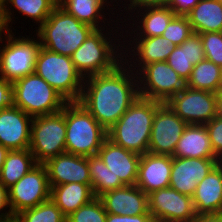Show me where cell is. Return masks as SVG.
Listing matches in <instances>:
<instances>
[{
	"label": "cell",
	"instance_id": "f1b7e54d",
	"mask_svg": "<svg viewBox=\"0 0 222 222\" xmlns=\"http://www.w3.org/2000/svg\"><path fill=\"white\" fill-rule=\"evenodd\" d=\"M186 16L194 33L222 32L220 0H199Z\"/></svg>",
	"mask_w": 222,
	"mask_h": 222
},
{
	"label": "cell",
	"instance_id": "7c38bea8",
	"mask_svg": "<svg viewBox=\"0 0 222 222\" xmlns=\"http://www.w3.org/2000/svg\"><path fill=\"white\" fill-rule=\"evenodd\" d=\"M166 104L187 124L205 125L216 116V93L185 87Z\"/></svg>",
	"mask_w": 222,
	"mask_h": 222
},
{
	"label": "cell",
	"instance_id": "d4e9b609",
	"mask_svg": "<svg viewBox=\"0 0 222 222\" xmlns=\"http://www.w3.org/2000/svg\"><path fill=\"white\" fill-rule=\"evenodd\" d=\"M172 157L216 158L205 125L188 124Z\"/></svg>",
	"mask_w": 222,
	"mask_h": 222
},
{
	"label": "cell",
	"instance_id": "ffe728a7",
	"mask_svg": "<svg viewBox=\"0 0 222 222\" xmlns=\"http://www.w3.org/2000/svg\"><path fill=\"white\" fill-rule=\"evenodd\" d=\"M97 155L124 185H136L141 155L114 144L108 138Z\"/></svg>",
	"mask_w": 222,
	"mask_h": 222
},
{
	"label": "cell",
	"instance_id": "836d02e7",
	"mask_svg": "<svg viewBox=\"0 0 222 222\" xmlns=\"http://www.w3.org/2000/svg\"><path fill=\"white\" fill-rule=\"evenodd\" d=\"M107 212L98 197L66 217V222H106Z\"/></svg>",
	"mask_w": 222,
	"mask_h": 222
},
{
	"label": "cell",
	"instance_id": "4fadbf2b",
	"mask_svg": "<svg viewBox=\"0 0 222 222\" xmlns=\"http://www.w3.org/2000/svg\"><path fill=\"white\" fill-rule=\"evenodd\" d=\"M148 211L155 220L192 222L196 218L192 197L170 186L148 194Z\"/></svg>",
	"mask_w": 222,
	"mask_h": 222
},
{
	"label": "cell",
	"instance_id": "d6986e66",
	"mask_svg": "<svg viewBox=\"0 0 222 222\" xmlns=\"http://www.w3.org/2000/svg\"><path fill=\"white\" fill-rule=\"evenodd\" d=\"M33 117L15 106L0 110V144L9 150L29 149Z\"/></svg>",
	"mask_w": 222,
	"mask_h": 222
},
{
	"label": "cell",
	"instance_id": "60d3db41",
	"mask_svg": "<svg viewBox=\"0 0 222 222\" xmlns=\"http://www.w3.org/2000/svg\"><path fill=\"white\" fill-rule=\"evenodd\" d=\"M153 216L151 214H139L135 216L129 215H115L107 213L106 222H152Z\"/></svg>",
	"mask_w": 222,
	"mask_h": 222
},
{
	"label": "cell",
	"instance_id": "f546056e",
	"mask_svg": "<svg viewBox=\"0 0 222 222\" xmlns=\"http://www.w3.org/2000/svg\"><path fill=\"white\" fill-rule=\"evenodd\" d=\"M36 165L29 149L10 150L0 171V183L8 189Z\"/></svg>",
	"mask_w": 222,
	"mask_h": 222
},
{
	"label": "cell",
	"instance_id": "3957f363",
	"mask_svg": "<svg viewBox=\"0 0 222 222\" xmlns=\"http://www.w3.org/2000/svg\"><path fill=\"white\" fill-rule=\"evenodd\" d=\"M162 104L139 96L107 131V138L126 150L145 154L148 152L154 115Z\"/></svg>",
	"mask_w": 222,
	"mask_h": 222
},
{
	"label": "cell",
	"instance_id": "4dcf8cb0",
	"mask_svg": "<svg viewBox=\"0 0 222 222\" xmlns=\"http://www.w3.org/2000/svg\"><path fill=\"white\" fill-rule=\"evenodd\" d=\"M186 86L192 89L218 93L222 90L221 67L208 59H203L193 67Z\"/></svg>",
	"mask_w": 222,
	"mask_h": 222
},
{
	"label": "cell",
	"instance_id": "52a82bcc",
	"mask_svg": "<svg viewBox=\"0 0 222 222\" xmlns=\"http://www.w3.org/2000/svg\"><path fill=\"white\" fill-rule=\"evenodd\" d=\"M34 72L67 102L79 101L84 79L75 69L71 57L51 52L40 46Z\"/></svg>",
	"mask_w": 222,
	"mask_h": 222
},
{
	"label": "cell",
	"instance_id": "1f68e13d",
	"mask_svg": "<svg viewBox=\"0 0 222 222\" xmlns=\"http://www.w3.org/2000/svg\"><path fill=\"white\" fill-rule=\"evenodd\" d=\"M88 165L94 197L124 186L119 178H115L98 155L88 156Z\"/></svg>",
	"mask_w": 222,
	"mask_h": 222
},
{
	"label": "cell",
	"instance_id": "7402d4cb",
	"mask_svg": "<svg viewBox=\"0 0 222 222\" xmlns=\"http://www.w3.org/2000/svg\"><path fill=\"white\" fill-rule=\"evenodd\" d=\"M173 157L171 155H141L138 169V186L147 195L153 191L169 187Z\"/></svg>",
	"mask_w": 222,
	"mask_h": 222
},
{
	"label": "cell",
	"instance_id": "2e32d148",
	"mask_svg": "<svg viewBox=\"0 0 222 222\" xmlns=\"http://www.w3.org/2000/svg\"><path fill=\"white\" fill-rule=\"evenodd\" d=\"M217 158L173 157L169 186L179 193L193 196L197 184L219 163Z\"/></svg>",
	"mask_w": 222,
	"mask_h": 222
},
{
	"label": "cell",
	"instance_id": "83f0119b",
	"mask_svg": "<svg viewBox=\"0 0 222 222\" xmlns=\"http://www.w3.org/2000/svg\"><path fill=\"white\" fill-rule=\"evenodd\" d=\"M94 195L91 184L68 183L51 187L50 199L62 211L65 217L88 204Z\"/></svg>",
	"mask_w": 222,
	"mask_h": 222
},
{
	"label": "cell",
	"instance_id": "603a6c76",
	"mask_svg": "<svg viewBox=\"0 0 222 222\" xmlns=\"http://www.w3.org/2000/svg\"><path fill=\"white\" fill-rule=\"evenodd\" d=\"M192 200L196 215L222 213V162L197 184Z\"/></svg>",
	"mask_w": 222,
	"mask_h": 222
},
{
	"label": "cell",
	"instance_id": "7a4b0ae2",
	"mask_svg": "<svg viewBox=\"0 0 222 222\" xmlns=\"http://www.w3.org/2000/svg\"><path fill=\"white\" fill-rule=\"evenodd\" d=\"M115 24H111V28L106 26V28L95 29L72 54L71 60L74 67L83 79L113 71L123 62V42L119 41L123 38L124 31L121 29L123 26H120V21ZM115 27L117 29H114Z\"/></svg>",
	"mask_w": 222,
	"mask_h": 222
},
{
	"label": "cell",
	"instance_id": "6da1fadb",
	"mask_svg": "<svg viewBox=\"0 0 222 222\" xmlns=\"http://www.w3.org/2000/svg\"><path fill=\"white\" fill-rule=\"evenodd\" d=\"M139 96L137 74L123 61L113 71L85 78L78 102L108 131Z\"/></svg>",
	"mask_w": 222,
	"mask_h": 222
},
{
	"label": "cell",
	"instance_id": "681fc988",
	"mask_svg": "<svg viewBox=\"0 0 222 222\" xmlns=\"http://www.w3.org/2000/svg\"><path fill=\"white\" fill-rule=\"evenodd\" d=\"M152 222H168V221H161V220H153Z\"/></svg>",
	"mask_w": 222,
	"mask_h": 222
},
{
	"label": "cell",
	"instance_id": "484cf974",
	"mask_svg": "<svg viewBox=\"0 0 222 222\" xmlns=\"http://www.w3.org/2000/svg\"><path fill=\"white\" fill-rule=\"evenodd\" d=\"M58 5H60L64 10H66L80 22L88 24L95 29L105 28L106 25L107 27H111L109 23L112 24V22L114 23L118 21L117 19H112L115 11L113 13L110 12L112 15L109 16L110 13H107L106 9L111 10V7L109 8L108 6H105L101 0H58ZM104 10L106 14L104 13ZM105 15H108L109 21L106 19L108 17ZM105 21L109 23L106 24Z\"/></svg>",
	"mask_w": 222,
	"mask_h": 222
},
{
	"label": "cell",
	"instance_id": "7dc6e473",
	"mask_svg": "<svg viewBox=\"0 0 222 222\" xmlns=\"http://www.w3.org/2000/svg\"><path fill=\"white\" fill-rule=\"evenodd\" d=\"M5 32H6L5 26L0 25V41H1L2 36L5 34Z\"/></svg>",
	"mask_w": 222,
	"mask_h": 222
},
{
	"label": "cell",
	"instance_id": "cb8c5ba5",
	"mask_svg": "<svg viewBox=\"0 0 222 222\" xmlns=\"http://www.w3.org/2000/svg\"><path fill=\"white\" fill-rule=\"evenodd\" d=\"M57 5L58 0H2L1 19L6 31H12L14 18L17 19L12 13L17 9L16 12L23 14L21 16H26V19L31 18L37 24L38 27L35 28L37 29L47 20Z\"/></svg>",
	"mask_w": 222,
	"mask_h": 222
},
{
	"label": "cell",
	"instance_id": "f6af8a7d",
	"mask_svg": "<svg viewBox=\"0 0 222 222\" xmlns=\"http://www.w3.org/2000/svg\"><path fill=\"white\" fill-rule=\"evenodd\" d=\"M101 1H102L106 6H111V7H112L111 4H113V7L111 8V11H112V12H113V10L116 9L117 6H118L117 9H119V11H118V13H117V11H116V14H119L120 11H121V9H122V8H121V6L123 5L122 2H123L124 0H123V1L121 0V2H120V0H110V1H109V0H101ZM114 1H115V2L118 1V2L115 3ZM113 2H114V3H113ZM119 2H120V3H119ZM109 3H110V4H109ZM114 4H115V6H114ZM117 4H118V5H117ZM120 4H122V5H120ZM119 6H120V8H119ZM115 7H116V8H115Z\"/></svg>",
	"mask_w": 222,
	"mask_h": 222
},
{
	"label": "cell",
	"instance_id": "277c9868",
	"mask_svg": "<svg viewBox=\"0 0 222 222\" xmlns=\"http://www.w3.org/2000/svg\"><path fill=\"white\" fill-rule=\"evenodd\" d=\"M94 30L57 5L47 20L35 30V37H38L41 47L71 57Z\"/></svg>",
	"mask_w": 222,
	"mask_h": 222
},
{
	"label": "cell",
	"instance_id": "ba28073f",
	"mask_svg": "<svg viewBox=\"0 0 222 222\" xmlns=\"http://www.w3.org/2000/svg\"><path fill=\"white\" fill-rule=\"evenodd\" d=\"M13 32L15 31H6L0 41V76L12 83L34 72L35 59L40 48L38 37H17L16 32Z\"/></svg>",
	"mask_w": 222,
	"mask_h": 222
},
{
	"label": "cell",
	"instance_id": "8fae6325",
	"mask_svg": "<svg viewBox=\"0 0 222 222\" xmlns=\"http://www.w3.org/2000/svg\"><path fill=\"white\" fill-rule=\"evenodd\" d=\"M50 192L51 187L46 166L37 164L7 189L8 204L12 216L48 201Z\"/></svg>",
	"mask_w": 222,
	"mask_h": 222
},
{
	"label": "cell",
	"instance_id": "5bb4252c",
	"mask_svg": "<svg viewBox=\"0 0 222 222\" xmlns=\"http://www.w3.org/2000/svg\"><path fill=\"white\" fill-rule=\"evenodd\" d=\"M187 125L166 103H163L153 118L148 152L172 156Z\"/></svg>",
	"mask_w": 222,
	"mask_h": 222
},
{
	"label": "cell",
	"instance_id": "d6a6232c",
	"mask_svg": "<svg viewBox=\"0 0 222 222\" xmlns=\"http://www.w3.org/2000/svg\"><path fill=\"white\" fill-rule=\"evenodd\" d=\"M14 219L16 222H66V217L51 199L20 211Z\"/></svg>",
	"mask_w": 222,
	"mask_h": 222
},
{
	"label": "cell",
	"instance_id": "ab89813d",
	"mask_svg": "<svg viewBox=\"0 0 222 222\" xmlns=\"http://www.w3.org/2000/svg\"><path fill=\"white\" fill-rule=\"evenodd\" d=\"M13 105L12 82L0 76V110Z\"/></svg>",
	"mask_w": 222,
	"mask_h": 222
},
{
	"label": "cell",
	"instance_id": "e575fe53",
	"mask_svg": "<svg viewBox=\"0 0 222 222\" xmlns=\"http://www.w3.org/2000/svg\"><path fill=\"white\" fill-rule=\"evenodd\" d=\"M193 30L187 16L175 15L169 22L162 37L171 41L172 45H181L190 35Z\"/></svg>",
	"mask_w": 222,
	"mask_h": 222
},
{
	"label": "cell",
	"instance_id": "8992f818",
	"mask_svg": "<svg viewBox=\"0 0 222 222\" xmlns=\"http://www.w3.org/2000/svg\"><path fill=\"white\" fill-rule=\"evenodd\" d=\"M13 106L31 117L62 111L67 101L35 72L12 83Z\"/></svg>",
	"mask_w": 222,
	"mask_h": 222
},
{
	"label": "cell",
	"instance_id": "30bf717a",
	"mask_svg": "<svg viewBox=\"0 0 222 222\" xmlns=\"http://www.w3.org/2000/svg\"><path fill=\"white\" fill-rule=\"evenodd\" d=\"M137 78L140 97L162 103L186 87V81L166 61L145 65Z\"/></svg>",
	"mask_w": 222,
	"mask_h": 222
},
{
	"label": "cell",
	"instance_id": "9c48e42d",
	"mask_svg": "<svg viewBox=\"0 0 222 222\" xmlns=\"http://www.w3.org/2000/svg\"><path fill=\"white\" fill-rule=\"evenodd\" d=\"M66 104L62 111L33 117L29 150L37 164L66 152Z\"/></svg>",
	"mask_w": 222,
	"mask_h": 222
},
{
	"label": "cell",
	"instance_id": "7bdbcfd3",
	"mask_svg": "<svg viewBox=\"0 0 222 222\" xmlns=\"http://www.w3.org/2000/svg\"><path fill=\"white\" fill-rule=\"evenodd\" d=\"M192 222H222V213L200 214Z\"/></svg>",
	"mask_w": 222,
	"mask_h": 222
},
{
	"label": "cell",
	"instance_id": "d590c367",
	"mask_svg": "<svg viewBox=\"0 0 222 222\" xmlns=\"http://www.w3.org/2000/svg\"><path fill=\"white\" fill-rule=\"evenodd\" d=\"M200 39L205 53V59L222 66V32L201 33Z\"/></svg>",
	"mask_w": 222,
	"mask_h": 222
},
{
	"label": "cell",
	"instance_id": "e0dca14e",
	"mask_svg": "<svg viewBox=\"0 0 222 222\" xmlns=\"http://www.w3.org/2000/svg\"><path fill=\"white\" fill-rule=\"evenodd\" d=\"M135 12H136L135 13L136 16L130 15L129 18L127 19H125L124 17H121L120 19H118V21L121 20L120 23L124 24V25L121 24L123 26V29H124V26L125 28L129 27L127 28V30L126 29L124 30L125 33L123 32V37H124L123 39L127 38L128 36H131V37L162 36L169 22L175 16V13L167 5L156 6V7H146V8L139 9ZM122 20L124 21L122 22ZM130 28L132 30H130Z\"/></svg>",
	"mask_w": 222,
	"mask_h": 222
},
{
	"label": "cell",
	"instance_id": "5b68a950",
	"mask_svg": "<svg viewBox=\"0 0 222 222\" xmlns=\"http://www.w3.org/2000/svg\"><path fill=\"white\" fill-rule=\"evenodd\" d=\"M107 131L79 103H66V143L67 153L81 156L98 154Z\"/></svg>",
	"mask_w": 222,
	"mask_h": 222
},
{
	"label": "cell",
	"instance_id": "8d00e7d4",
	"mask_svg": "<svg viewBox=\"0 0 222 222\" xmlns=\"http://www.w3.org/2000/svg\"><path fill=\"white\" fill-rule=\"evenodd\" d=\"M215 157L222 162V118L214 117L205 124Z\"/></svg>",
	"mask_w": 222,
	"mask_h": 222
},
{
	"label": "cell",
	"instance_id": "f907efd6",
	"mask_svg": "<svg viewBox=\"0 0 222 222\" xmlns=\"http://www.w3.org/2000/svg\"><path fill=\"white\" fill-rule=\"evenodd\" d=\"M5 222H16L14 218L8 220V221H5Z\"/></svg>",
	"mask_w": 222,
	"mask_h": 222
},
{
	"label": "cell",
	"instance_id": "b9f144b4",
	"mask_svg": "<svg viewBox=\"0 0 222 222\" xmlns=\"http://www.w3.org/2000/svg\"><path fill=\"white\" fill-rule=\"evenodd\" d=\"M8 207H9V204H8L7 189L0 183V212H1L0 213V222H5V221H8V220L14 218L11 214L10 208H8Z\"/></svg>",
	"mask_w": 222,
	"mask_h": 222
},
{
	"label": "cell",
	"instance_id": "9a60e30c",
	"mask_svg": "<svg viewBox=\"0 0 222 222\" xmlns=\"http://www.w3.org/2000/svg\"><path fill=\"white\" fill-rule=\"evenodd\" d=\"M127 39L128 38H126V40L123 39V61L136 74L145 65L154 62L167 61L170 53L173 51L175 47L174 45H172L171 41L162 36H155V37L129 36L130 41Z\"/></svg>",
	"mask_w": 222,
	"mask_h": 222
},
{
	"label": "cell",
	"instance_id": "c3c4849f",
	"mask_svg": "<svg viewBox=\"0 0 222 222\" xmlns=\"http://www.w3.org/2000/svg\"><path fill=\"white\" fill-rule=\"evenodd\" d=\"M0 25H4L1 19V3H0Z\"/></svg>",
	"mask_w": 222,
	"mask_h": 222
},
{
	"label": "cell",
	"instance_id": "44dd1931",
	"mask_svg": "<svg viewBox=\"0 0 222 222\" xmlns=\"http://www.w3.org/2000/svg\"><path fill=\"white\" fill-rule=\"evenodd\" d=\"M98 198L107 213L129 216L150 214L148 195L136 185H124L107 191Z\"/></svg>",
	"mask_w": 222,
	"mask_h": 222
},
{
	"label": "cell",
	"instance_id": "74e56055",
	"mask_svg": "<svg viewBox=\"0 0 222 222\" xmlns=\"http://www.w3.org/2000/svg\"><path fill=\"white\" fill-rule=\"evenodd\" d=\"M168 1L169 0H124L125 3L123 5H125V6H122V8L123 7H125V8L123 10H121V11L123 12L125 10V12H127V13L120 12V14H117L116 19L118 20V17L121 14H124V15L126 14L124 17L125 18H129V16L133 15L135 13V11H137L139 9H142V8L156 7V6H166ZM126 3H128V4H126ZM127 14H129V15H127Z\"/></svg>",
	"mask_w": 222,
	"mask_h": 222
},
{
	"label": "cell",
	"instance_id": "ee69618b",
	"mask_svg": "<svg viewBox=\"0 0 222 222\" xmlns=\"http://www.w3.org/2000/svg\"><path fill=\"white\" fill-rule=\"evenodd\" d=\"M216 117L222 118V90L216 93Z\"/></svg>",
	"mask_w": 222,
	"mask_h": 222
},
{
	"label": "cell",
	"instance_id": "ac0fdd59",
	"mask_svg": "<svg viewBox=\"0 0 222 222\" xmlns=\"http://www.w3.org/2000/svg\"><path fill=\"white\" fill-rule=\"evenodd\" d=\"M50 187L81 183L91 184L88 157L64 152L44 163Z\"/></svg>",
	"mask_w": 222,
	"mask_h": 222
},
{
	"label": "cell",
	"instance_id": "f35d334b",
	"mask_svg": "<svg viewBox=\"0 0 222 222\" xmlns=\"http://www.w3.org/2000/svg\"><path fill=\"white\" fill-rule=\"evenodd\" d=\"M199 2V0H169L167 6L175 15L186 16Z\"/></svg>",
	"mask_w": 222,
	"mask_h": 222
},
{
	"label": "cell",
	"instance_id": "bcb514c9",
	"mask_svg": "<svg viewBox=\"0 0 222 222\" xmlns=\"http://www.w3.org/2000/svg\"><path fill=\"white\" fill-rule=\"evenodd\" d=\"M10 150L3 145L0 144V171L2 169V166L4 164V160L6 159V156Z\"/></svg>",
	"mask_w": 222,
	"mask_h": 222
},
{
	"label": "cell",
	"instance_id": "4316f807",
	"mask_svg": "<svg viewBox=\"0 0 222 222\" xmlns=\"http://www.w3.org/2000/svg\"><path fill=\"white\" fill-rule=\"evenodd\" d=\"M203 59L200 34L192 33L181 45L174 47L166 62L187 82L193 67Z\"/></svg>",
	"mask_w": 222,
	"mask_h": 222
}]
</instances>
